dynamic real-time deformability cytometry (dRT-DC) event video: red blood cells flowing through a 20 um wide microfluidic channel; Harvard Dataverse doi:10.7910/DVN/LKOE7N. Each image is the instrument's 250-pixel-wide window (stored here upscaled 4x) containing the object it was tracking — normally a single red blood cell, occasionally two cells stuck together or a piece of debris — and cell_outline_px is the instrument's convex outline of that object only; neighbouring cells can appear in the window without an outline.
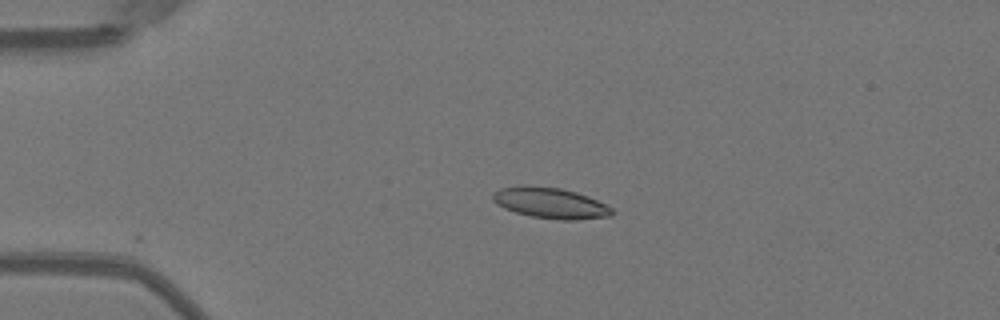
{"species": "Egyptian fruit bat (a non-hibernating species)", "species_latin": "Rousettus aegyptiacus", "temperature_condition": "warm", "stored_images_in_passage": 5, "camera_frame_rate_fps": 3000, "um_per_image_px": 0.085, "animal": {"sex": "female"}, "frame": {"image": 1, "passage_image": 4, "time_ms": 1.0, "image_size_px": [1000, 320], "cell_outline_px": [[612, 216], [576, 220], [560, 220], [532, 216], [516, 212], [504, 208], [496, 204], [492, 200], [492, 192], [500, 188], [524, 184], [560, 188], [576, 192], [588, 196], [612, 208]], "centroid_in_image_um": [46.74, 17.24], "position_along_channel_um": 38.3, "area_um2": 21.5}}